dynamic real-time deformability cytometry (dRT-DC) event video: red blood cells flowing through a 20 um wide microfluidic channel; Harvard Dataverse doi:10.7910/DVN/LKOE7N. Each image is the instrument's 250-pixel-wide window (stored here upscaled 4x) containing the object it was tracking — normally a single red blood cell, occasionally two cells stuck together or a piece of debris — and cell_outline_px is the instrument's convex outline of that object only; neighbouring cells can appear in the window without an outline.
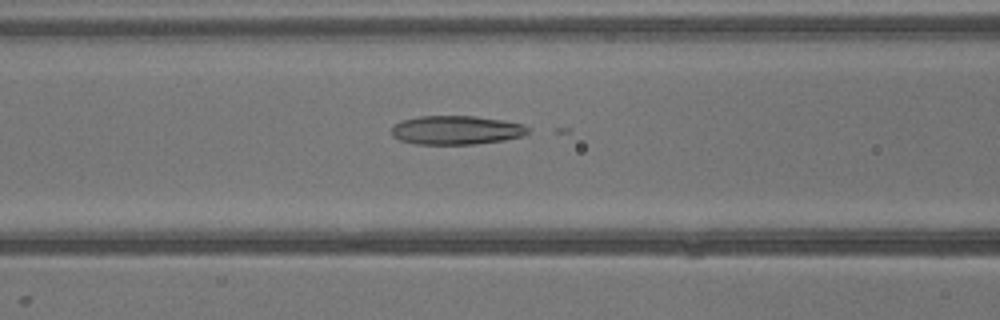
{"species": "common noctule bat (a hibernating species)", "species_latin": "Nyctalus noctula", "temperature_condition": "warm", "stored_images_in_passage": 26, "camera_frame_rate_fps": 3000, "um_per_image_px": 0.085, "animal": {"sex": "male", "body_mass_g": 13.3}, "frame": {"image": 1, "passage_image": 5, "time_ms": 1.333, "image_size_px": [1000, 320], "cell_outline_px": [[528, 132], [520, 136], [504, 140], [476, 144], [416, 144], [400, 140], [392, 136], [392, 124], [400, 120], [420, 116], [476, 116], [524, 124], [528, 128]], "centroid_in_image_um": [38.73, 11.05], "position_along_channel_um": 127.9, "area_um2": 22.95}}
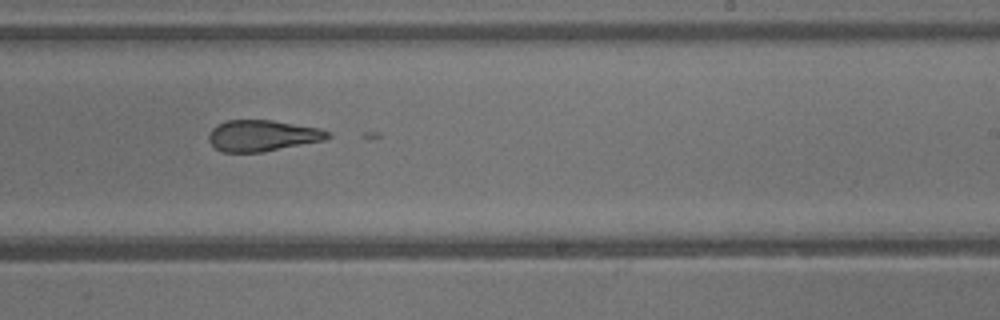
{"frame": {"image": 2, "passage_image": 13, "time_ms": 4.0, "image_size_px": [1000, 320], "cell_outline_px": [[332, 136], [324, 140], [264, 152], [224, 152], [216, 148], [208, 140], [208, 132], [216, 124], [228, 120], [272, 120], [320, 128], [332, 132]], "centroid_in_image_um": [22.32, 11.52], "position_along_channel_um": 266.7, "area_um2": 21.79}}
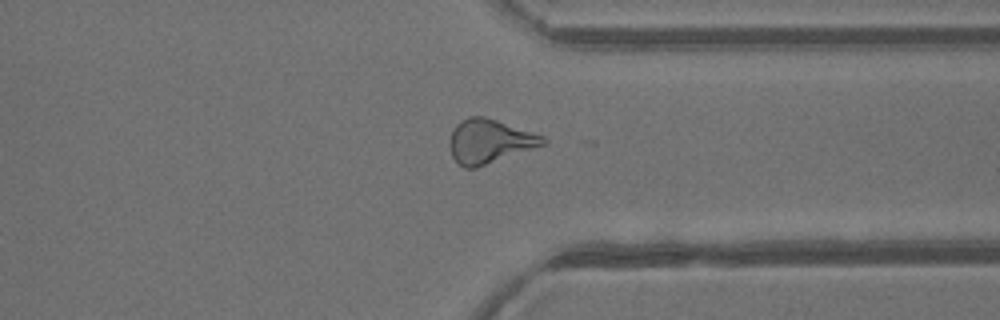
{"frame": {"image": 3, "passage_image": 19, "time_ms": 6.0, "image_size_px": [1000, 320], "cell_outline_px": [[548, 140], [544, 144], [476, 168], [464, 168], [452, 156], [448, 144], [452, 132], [456, 124], [460, 120], [468, 116], [484, 116], [544, 136]], "centroid_in_image_um": [41.56, 12.0], "position_along_channel_um": 369.8, "area_um2": 23.64}}